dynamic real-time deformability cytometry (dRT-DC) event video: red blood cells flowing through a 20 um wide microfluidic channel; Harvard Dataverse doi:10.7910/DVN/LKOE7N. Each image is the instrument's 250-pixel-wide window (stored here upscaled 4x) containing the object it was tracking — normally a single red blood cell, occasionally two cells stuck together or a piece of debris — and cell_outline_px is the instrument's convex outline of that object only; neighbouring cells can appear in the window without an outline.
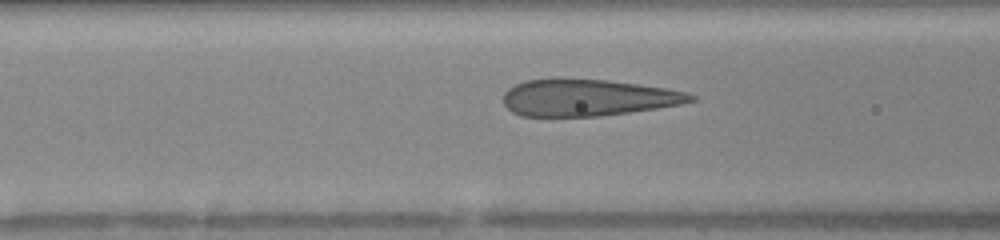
{"species": "human", "species_latin": "Homo sapiens", "temperature_condition": "warm", "stored_images_in_passage": 13, "camera_frame_rate_fps": 3000, "um_per_image_px": 0.085, "donor": {"sex": "female"}, "frame": {"image": 1, "passage_image": 11, "time_ms": 4.667, "image_size_px": [1000, 240], "cell_outline_px": [[696, 100], [680, 104], [656, 108], [600, 116], [520, 116], [512, 112], [504, 104], [504, 92], [508, 88], [524, 80], [608, 80], [664, 88], [688, 92], [696, 96]], "centroid_in_image_um": [49.96, 8.32], "position_along_channel_um": 116.6, "area_um2": 39.48}}